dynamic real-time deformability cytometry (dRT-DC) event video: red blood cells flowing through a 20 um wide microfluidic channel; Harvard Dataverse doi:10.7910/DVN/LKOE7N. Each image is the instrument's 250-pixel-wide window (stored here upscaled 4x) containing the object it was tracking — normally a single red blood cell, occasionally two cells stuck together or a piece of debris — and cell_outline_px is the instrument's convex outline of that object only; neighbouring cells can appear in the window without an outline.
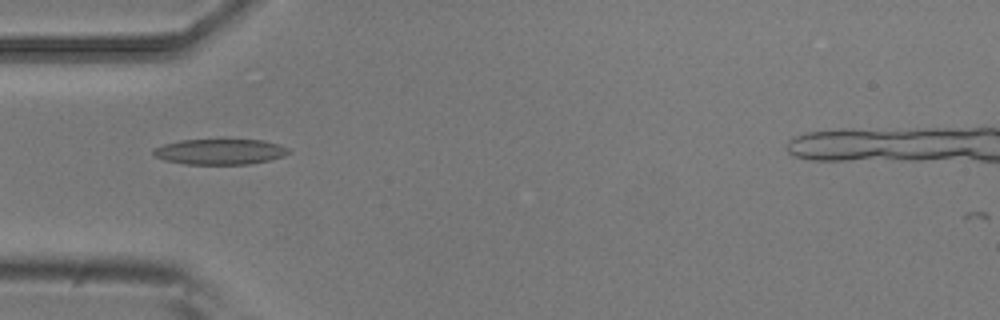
{"species": "common noctule bat (a hibernating species)", "species_latin": "Nyctalus noctula", "temperature_condition": "room temperature", "stored_images_in_passage": 3, "camera_frame_rate_fps": 3000, "um_per_image_px": 0.085, "animal": {"sex": "male", "body_mass_g": 20.5, "forearm_length_mm": 52.5}, "frame": {"image": 1, "passage_image": 1, "time_ms": 0.0, "image_size_px": [1000, 320], "cell_outline_px": [[292, 152], [284, 156], [268, 160], [248, 164], [184, 164], [164, 160], [156, 156], [152, 152], [152, 148], [164, 144], [180, 140], [220, 136], [228, 136], [264, 140], [288, 148]], "centroid_in_image_um": [18.69, 12.83], "position_along_channel_um": 66.3, "area_um2": 21.39}}
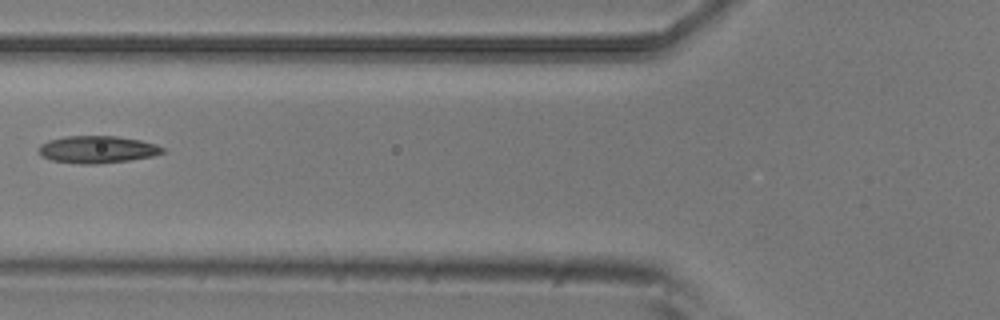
{"frame": {"image": 2, "passage_image": 2, "time_ms": 0.333, "image_size_px": [1000, 320], "cell_outline_px": [[164, 152], [152, 156], [128, 160], [96, 164], [80, 164], [52, 160], [40, 156], [40, 144], [48, 140], [64, 136], [116, 136], [140, 140], [156, 144], [164, 148]], "centroid_in_image_um": [8.25, 12.7], "position_along_channel_um": 117.5, "area_um2": 19.59}}
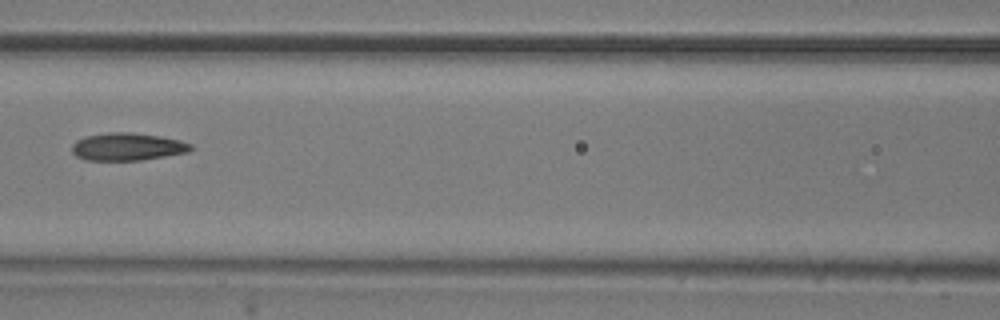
{"frame": {"image": 3, "passage_image": 3, "time_ms": 0.667, "image_size_px": [1000, 320], "cell_outline_px": [[192, 148], [188, 152], [140, 160], [84, 160], [76, 156], [72, 152], [72, 144], [76, 140], [84, 136], [108, 132], [132, 132], [160, 136], [180, 140], [192, 144]], "centroid_in_image_um": [10.8, 12.46], "position_along_channel_um": 155.8, "area_um2": 19.19}}